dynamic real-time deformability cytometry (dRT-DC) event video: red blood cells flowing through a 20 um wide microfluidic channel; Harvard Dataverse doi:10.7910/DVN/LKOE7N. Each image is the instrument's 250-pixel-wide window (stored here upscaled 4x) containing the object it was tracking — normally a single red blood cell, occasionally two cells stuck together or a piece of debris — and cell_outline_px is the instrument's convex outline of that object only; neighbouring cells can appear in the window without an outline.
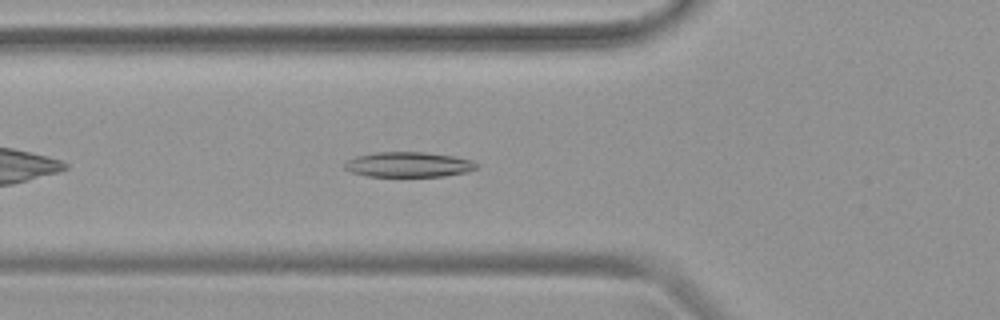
{"species": "common noctule bat (a hibernating species)", "species_latin": "Nyctalus noctula", "temperature_condition": "warm", "stored_images_in_passage": 35, "camera_frame_rate_fps": 3000, "um_per_image_px": 0.085, "animal": {"sex": "female", "body_mass_g": 19.9}, "frame": {"image": 1, "passage_image": 5, "time_ms": 1.333, "image_size_px": [1000, 320], "cell_outline_px": [[476, 168], [468, 172], [444, 176], [368, 176], [352, 172], [344, 168], [344, 164], [348, 160], [356, 156], [376, 152], [424, 152], [452, 156], [472, 160], [476, 164]], "centroid_in_image_um": [34.71, 13.98], "position_along_channel_um": 91.1, "area_um2": 19.13}}
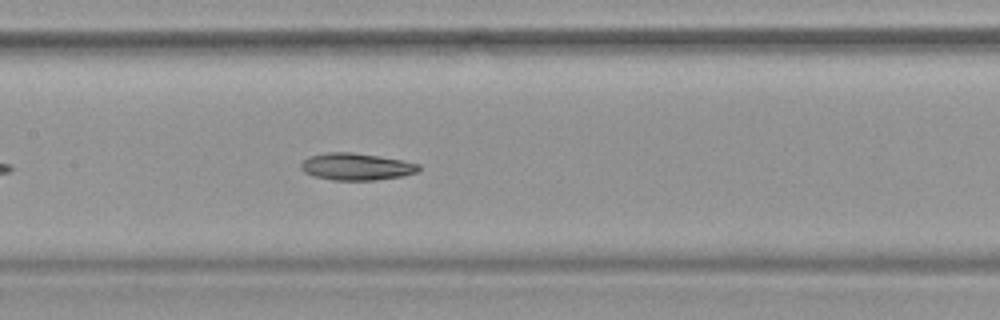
{"frame": {"image": 2, "passage_image": 11, "time_ms": 3.333, "image_size_px": [1000, 320], "cell_outline_px": [[420, 168], [416, 172], [400, 176], [376, 180], [332, 180], [312, 176], [304, 172], [300, 168], [300, 164], [308, 156], [324, 152], [352, 152], [400, 160], [420, 164]], "centroid_in_image_um": [30.21, 14.16], "position_along_channel_um": 177.2, "area_um2": 18.5}}
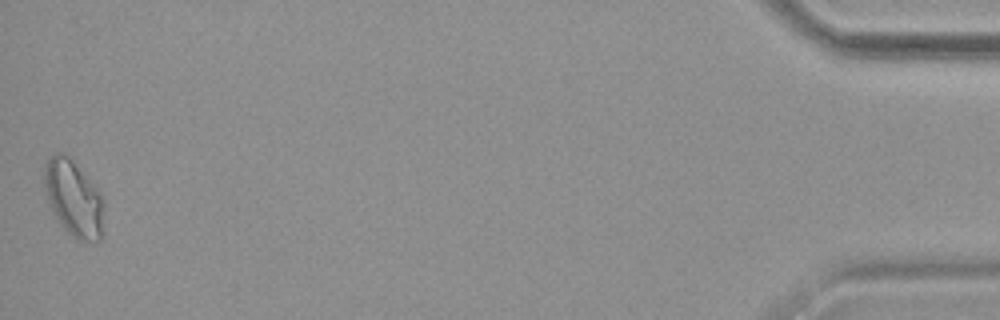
{"frame": {"image": 3, "passage_image": 35, "time_ms": 11.333, "image_size_px": [1000, 320], "cell_outline_px": [[104, 208], [100, 240], [76, 240], [60, 224], [52, 212], [48, 200], [44, 184], [44, 164], [56, 152], [64, 152], [72, 160], [104, 200]], "centroid_in_image_um": [6.22, 16.87], "position_along_channel_um": 429.0, "area_um2": 25.89}}